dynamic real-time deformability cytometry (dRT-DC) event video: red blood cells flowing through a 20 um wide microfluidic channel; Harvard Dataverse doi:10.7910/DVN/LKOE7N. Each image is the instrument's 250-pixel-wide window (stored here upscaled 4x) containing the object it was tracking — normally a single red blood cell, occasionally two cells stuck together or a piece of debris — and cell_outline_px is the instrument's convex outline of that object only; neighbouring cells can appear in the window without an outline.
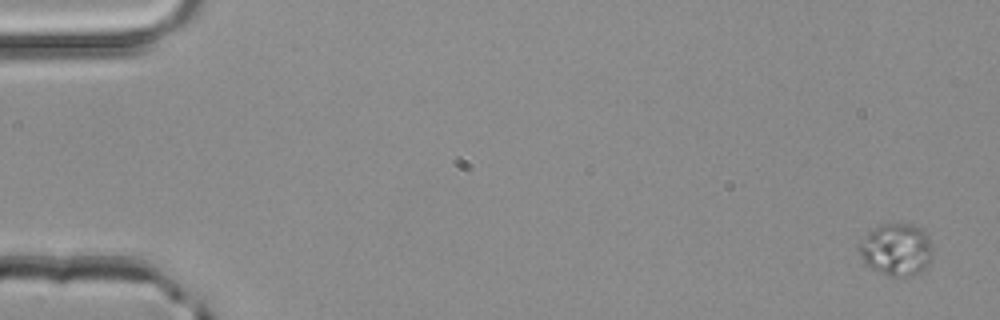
{"species": "common noctule bat (a hibernating species)", "species_latin": "Nyctalus noctula", "temperature_condition": "room temperature", "stored_images_in_passage": 3, "camera_frame_rate_fps": 3000, "um_per_image_px": 0.085, "animal": {"sex": "male", "body_mass_g": 20.4}, "frame": {"image": 1, "passage_image": 3, "time_ms": 0.667, "image_size_px": [1000, 320], "cell_outline_px": [[932, 256], [924, 268], [920, 272], [912, 276], [888, 276], [872, 268], [860, 256], [856, 248], [856, 244], [872, 228], [880, 224], [912, 224], [924, 228], [928, 232], [932, 248]], "centroid_in_image_um": [76.18, 21.18], "position_along_channel_um": 8.8, "area_um2": 22.77}}